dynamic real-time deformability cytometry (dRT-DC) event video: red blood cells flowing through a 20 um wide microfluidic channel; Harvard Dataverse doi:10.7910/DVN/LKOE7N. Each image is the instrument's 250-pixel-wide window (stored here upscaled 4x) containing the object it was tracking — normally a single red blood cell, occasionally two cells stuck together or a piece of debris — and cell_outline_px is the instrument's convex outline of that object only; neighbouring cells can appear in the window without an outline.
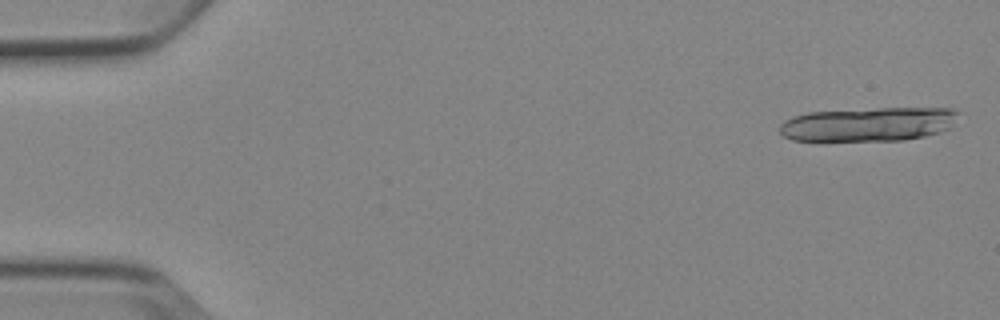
{"species": "Egyptian fruit bat (a non-hibernating species)", "species_latin": "Rousettus aegyptiacus", "temperature_condition": "cold", "stored_images_in_passage": 5, "camera_frame_rate_fps": 3000, "um_per_image_px": 0.085, "animal": {"sex": "female"}, "frame": {"image": 1, "passage_image": 1, "time_ms": 0.0, "image_size_px": [1000, 320], "cell_outline_px": [[960, 112], [952, 128], [940, 132], [924, 136], [904, 140], [792, 140], [784, 136], [780, 132], [780, 124], [792, 116], [808, 112], [876, 108], [948, 108]], "centroid_in_image_um": [73.86, 10.55], "position_along_channel_um": 11.1, "area_um2": 35.43}}